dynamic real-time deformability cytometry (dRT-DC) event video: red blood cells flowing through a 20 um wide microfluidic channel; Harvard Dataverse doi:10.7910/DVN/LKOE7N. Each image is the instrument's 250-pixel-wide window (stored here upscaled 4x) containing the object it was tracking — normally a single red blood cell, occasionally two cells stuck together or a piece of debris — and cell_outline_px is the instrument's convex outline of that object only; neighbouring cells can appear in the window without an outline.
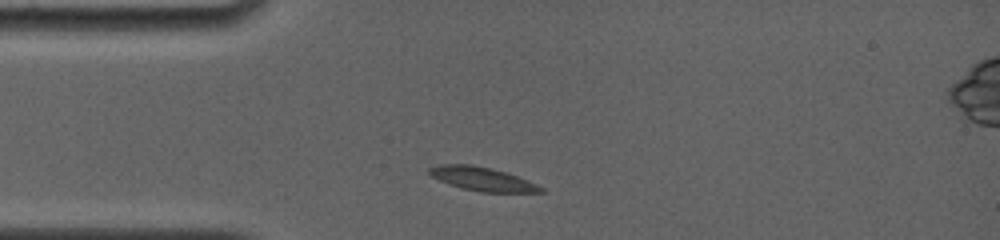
{"species": "common noctule bat (a hibernating species)", "species_latin": "Nyctalus noctula", "temperature_condition": "room temperature", "stored_images_in_passage": 31, "camera_frame_rate_fps": 4000, "um_per_image_px": 0.085, "animal": {"sex": "female", "body_mass_g": 19.0, "forearm_length_mm": 56.7}, "frame": {"image": 1, "passage_image": 3, "time_ms": 0.75, "image_size_px": [1000, 240], "cell_outline_px": [[544, 192], [480, 192], [464, 188], [440, 180], [432, 176], [428, 172], [428, 168], [440, 164], [472, 164], [492, 168], [528, 180], [544, 188]], "centroid_in_image_um": [41.0, 15.2], "position_along_channel_um": 44.0, "area_um2": 15.14}}
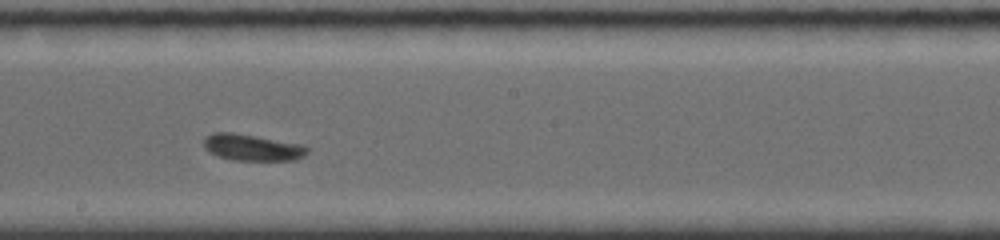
{"frame": {"image": 2, "passage_image": 18, "time_ms": 6.0, "image_size_px": [1000, 240], "cell_outline_px": [[308, 152], [304, 156], [296, 160], [232, 160], [216, 156], [208, 152], [204, 148], [204, 136], [212, 132], [232, 132], [304, 144], [308, 148]], "centroid_in_image_um": [21.42, 12.53], "position_along_channel_um": 226.8, "area_um2": 16.24}}
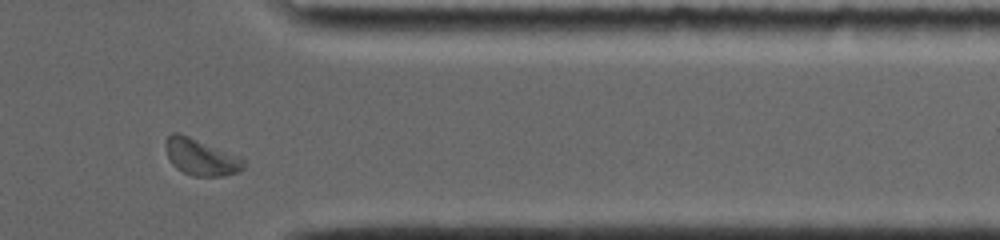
{"frame": {"image": 3, "passage_image": 29, "time_ms": 10.5, "image_size_px": [1000, 240], "cell_outline_px": [[244, 168], [240, 172], [224, 176], [192, 176], [176, 168], [172, 164], [164, 148], [164, 144], [168, 136], [172, 132], [180, 132], [244, 156]], "centroid_in_image_um": [17.12, 13.33], "position_along_channel_um": 394.3, "area_um2": 17.28}, "authors_computed_cell_mechanics": {"area_um2": 15.5482, "velocity_mm_per_s": 3.7388, "shape_relaxation_time_tau1_ms": null, "shape_relaxation_time_tau2_ms": 6.1866, "deformation_change_tau1": null, "deformation_change_tau2": 0.1079}}